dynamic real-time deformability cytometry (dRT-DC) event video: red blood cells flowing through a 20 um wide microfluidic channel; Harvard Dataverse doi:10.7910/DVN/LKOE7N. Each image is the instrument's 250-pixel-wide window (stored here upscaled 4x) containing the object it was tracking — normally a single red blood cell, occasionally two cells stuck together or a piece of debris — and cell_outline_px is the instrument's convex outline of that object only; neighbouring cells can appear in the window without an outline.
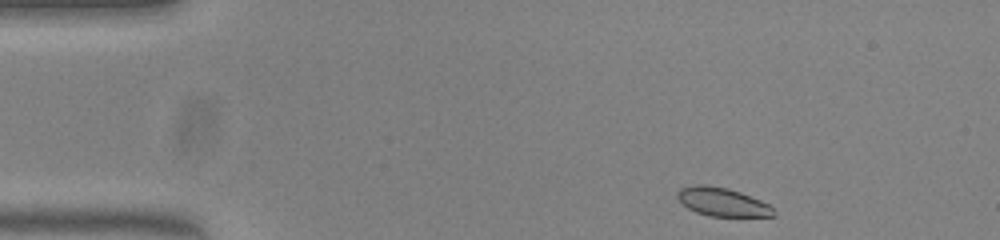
{"species": "common noctule bat (a hibernating species)", "species_latin": "Nyctalus noctula", "temperature_condition": "warm", "stored_images_in_passage": 45, "camera_frame_rate_fps": 3000, "um_per_image_px": 0.085, "animal": {"sex": "female", "body_mass_g": 23.0, "forearm_length_mm": 53.4}, "frame": {"image": 1, "passage_image": 1, "time_ms": 0.0, "image_size_px": [1000, 240], "cell_outline_px": [[776, 216], [708, 216], [696, 212], [688, 208], [676, 196], [676, 192], [680, 188], [692, 184], [704, 184], [728, 188], [740, 192], [760, 200], [768, 204], [776, 212]], "centroid_in_image_um": [61.37, 17.15], "position_along_channel_um": 23.6, "area_um2": 16.01}}
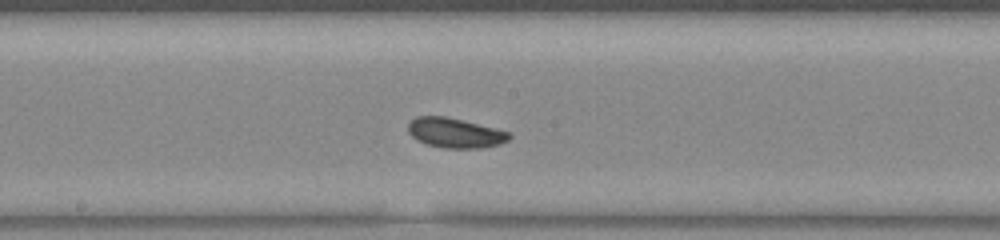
{"frame": {"image": 2, "passage_image": 21, "time_ms": 6.667, "image_size_px": [1000, 240], "cell_outline_px": [[512, 136], [508, 140], [500, 144], [480, 148], [444, 148], [428, 144], [416, 140], [408, 132], [408, 124], [416, 116], [448, 116], [508, 132]], "centroid_in_image_um": [38.65, 11.29], "position_along_channel_um": 209.5, "area_um2": 17.46}}
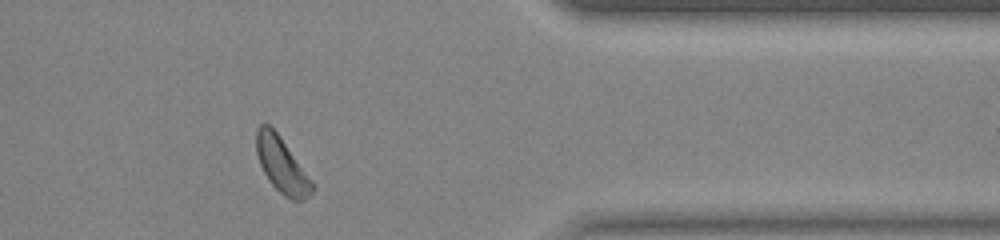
{"frame": {"image": 3, "passage_image": 36, "time_ms": 11.667, "image_size_px": [1000, 240], "cell_outline_px": [[316, 188], [304, 200], [292, 200], [284, 196], [268, 180], [260, 164], [256, 152], [256, 128], [260, 124], [268, 124], [276, 132], [316, 184]], "centroid_in_image_um": [23.98, 14.06], "position_along_channel_um": 387.4, "area_um2": 17.98}, "authors_computed_cell_mechanics": {"area_um2": 17.5712, "velocity_mm_per_s": 3.96, "shape_relaxation_time_tau1_ms": 1.6354, "shape_relaxation_time_tau2_ms": null, "deformation_change_tau1": 0.061, "deformation_change_tau2": null}}